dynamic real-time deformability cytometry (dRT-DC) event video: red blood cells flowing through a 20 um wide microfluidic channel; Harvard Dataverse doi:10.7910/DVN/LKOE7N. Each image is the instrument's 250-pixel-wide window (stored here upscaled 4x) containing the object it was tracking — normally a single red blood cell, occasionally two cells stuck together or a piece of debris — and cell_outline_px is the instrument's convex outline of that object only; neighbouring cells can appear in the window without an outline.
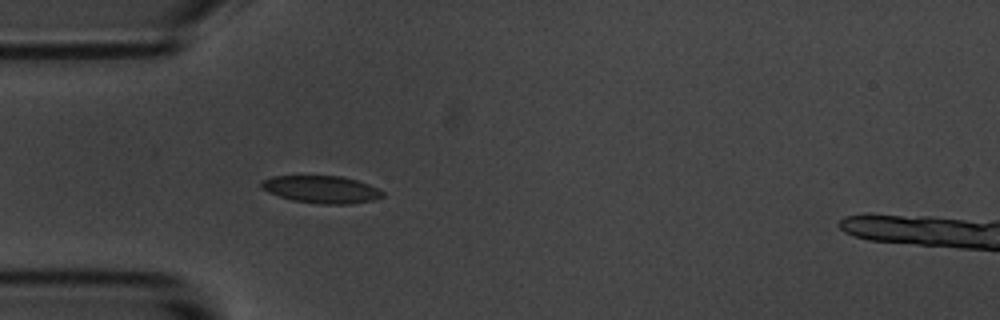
{"species": "common noctule bat (a hibernating species)", "species_latin": "Nyctalus noctula", "temperature_condition": "room temperature", "stored_images_in_passage": 4, "camera_frame_rate_fps": 3000, "um_per_image_px": 0.085, "animal": {"sex": "male", "body_mass_g": 20.1, "forearm_length_mm": 53.5}, "frame": {"image": 1, "passage_image": 4, "time_ms": 3.667, "image_size_px": [1000, 320], "cell_outline_px": [[384, 196], [372, 200], [352, 204], [320, 204], [292, 200], [268, 192], [260, 188], [260, 184], [264, 180], [272, 176], [344, 176], [368, 184], [384, 192]], "centroid_in_image_um": [27.32, 16.1], "position_along_channel_um": 57.7, "area_um2": 19.31}}